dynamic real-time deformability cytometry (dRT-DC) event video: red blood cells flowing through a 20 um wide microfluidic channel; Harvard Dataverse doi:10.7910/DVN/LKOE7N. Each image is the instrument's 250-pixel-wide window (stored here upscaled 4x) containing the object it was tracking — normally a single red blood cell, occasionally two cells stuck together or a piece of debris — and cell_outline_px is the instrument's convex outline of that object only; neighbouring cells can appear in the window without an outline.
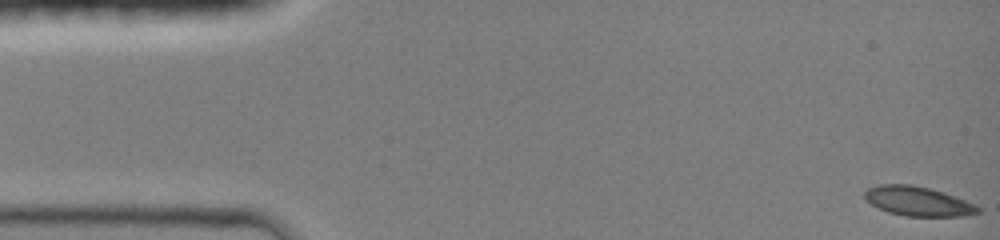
{"species": "common noctule bat (a hibernating species)", "species_latin": "Nyctalus noctula", "temperature_condition": "room temperature", "stored_images_in_passage": 36, "camera_frame_rate_fps": 3000, "um_per_image_px": 0.085, "animal": {"sex": "female", "body_mass_g": 19.0, "forearm_length_mm": 51.5}, "frame": {"image": 1, "passage_image": 1, "time_ms": 0.0, "image_size_px": [1000, 240], "cell_outline_px": [[980, 212], [964, 216], [904, 216], [888, 212], [864, 200], [864, 192], [868, 188], [880, 184], [912, 184], [944, 192], [976, 204], [980, 208]], "centroid_in_image_um": [78.02, 17.1], "position_along_channel_um": 7.0, "area_um2": 19.48}}
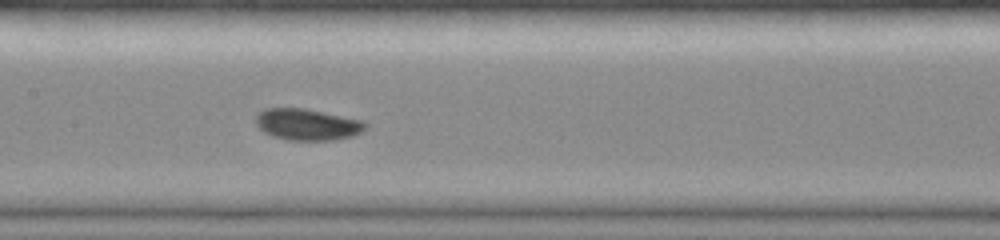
{"frame": {"image": 2, "passage_image": 20, "time_ms": 7.0, "image_size_px": [1000, 240], "cell_outline_px": [[368, 128], [352, 136], [336, 140], [288, 140], [272, 136], [264, 132], [256, 124], [256, 116], [264, 108], [304, 108], [364, 120], [368, 124]], "centroid_in_image_um": [26.16, 10.58], "position_along_channel_um": 181.2, "area_um2": 20.23}}
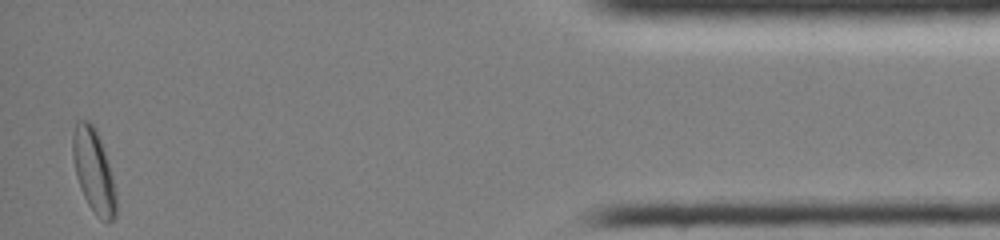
{"frame": {"image": 3, "passage_image": 36, "time_ms": 14.333, "image_size_px": [1000, 240], "cell_outline_px": [[116, 216], [108, 224], [100, 220], [96, 216], [88, 204], [80, 188], [76, 176], [72, 156], [72, 136], [76, 120], [88, 120], [96, 128], [112, 176], [116, 196]], "centroid_in_image_um": [7.94, 14.55], "position_along_channel_um": 427.3, "area_um2": 21.15}, "authors_computed_cell_mechanics": {"area_um2": 19.5075, "velocity_mm_per_s": 4.2487, "shape_relaxation_time_tau1_ms": 3.3044, "shape_relaxation_time_tau2_ms": null, "deformation_change_tau1": 0.1015, "deformation_change_tau2": null}}